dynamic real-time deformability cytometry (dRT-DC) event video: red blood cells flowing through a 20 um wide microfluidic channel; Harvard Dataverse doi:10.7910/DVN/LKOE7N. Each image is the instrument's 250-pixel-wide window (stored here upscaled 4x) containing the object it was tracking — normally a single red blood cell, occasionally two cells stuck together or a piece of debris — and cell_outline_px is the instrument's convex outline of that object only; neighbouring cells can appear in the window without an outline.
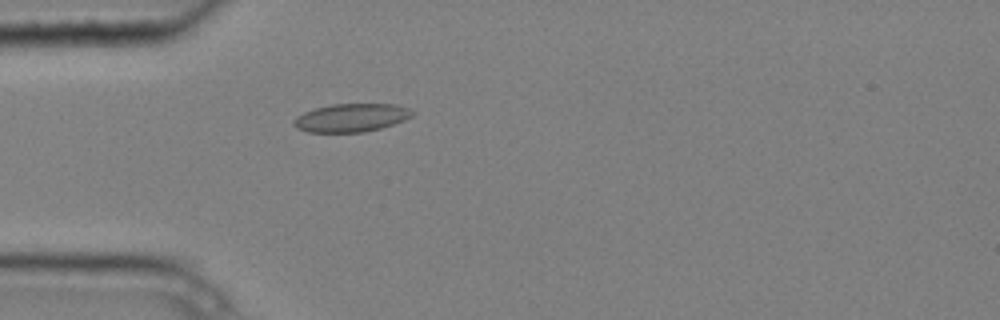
{"species": "common noctule bat (a hibernating species)", "species_latin": "Nyctalus noctula", "temperature_condition": "cold", "stored_images_in_passage": 4, "camera_frame_rate_fps": 3000, "um_per_image_px": 0.085, "animal": {"sex": "male", "body_mass_g": 20.4}, "frame": {"image": 1, "passage_image": 4, "time_ms": 1.0, "image_size_px": [1000, 320], "cell_outline_px": [[416, 112], [412, 116], [404, 120], [380, 128], [364, 132], [308, 132], [296, 128], [292, 124], [292, 120], [296, 116], [304, 112], [316, 108], [332, 104], [396, 104], [408, 108]], "centroid_in_image_um": [29.84, 10.0], "position_along_channel_um": 55.2, "area_um2": 19.54}}